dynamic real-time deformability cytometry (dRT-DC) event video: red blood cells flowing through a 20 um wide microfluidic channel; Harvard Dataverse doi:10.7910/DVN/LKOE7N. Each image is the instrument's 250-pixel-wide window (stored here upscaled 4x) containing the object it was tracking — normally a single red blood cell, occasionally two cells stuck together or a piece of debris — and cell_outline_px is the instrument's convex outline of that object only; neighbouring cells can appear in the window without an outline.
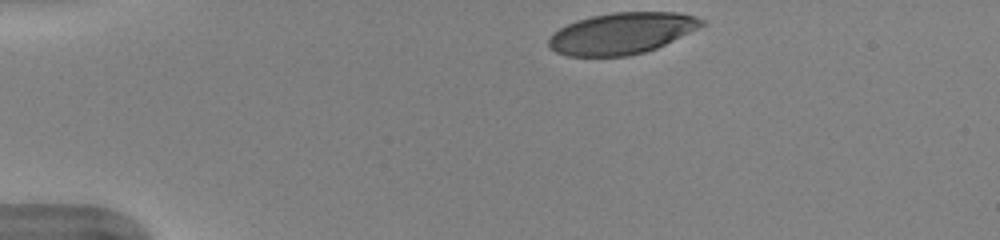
{"species": "human", "species_latin": "Homo sapiens", "temperature_condition": "warm", "stored_images_in_passage": 35, "camera_frame_rate_fps": 3000, "um_per_image_px": 0.085, "donor": {"sex": "female"}, "frame": {"image": 1, "passage_image": 1, "time_ms": 0.0, "image_size_px": [1000, 240], "cell_outline_px": [[708, 24], [656, 48], [644, 52], [628, 56], [568, 56], [556, 52], [548, 48], [548, 40], [552, 32], [576, 20], [592, 16], [612, 12], [680, 12], [696, 16], [704, 20]], "centroid_in_image_um": [52.85, 2.83], "position_along_channel_um": 32.1, "area_um2": 37.11}}
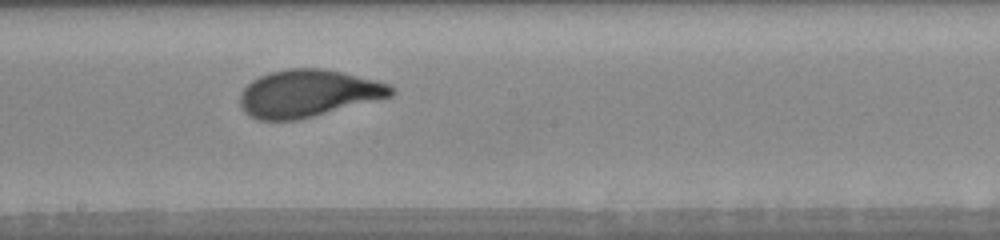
{"frame": {"image": 2, "passage_image": 20, "time_ms": 6.333, "image_size_px": [1000, 240], "cell_outline_px": [[396, 92], [392, 96], [300, 120], [256, 120], [244, 112], [240, 104], [240, 92], [252, 80], [268, 72], [288, 68], [320, 68], [340, 72], [376, 80], [388, 84], [396, 88]], "centroid_in_image_um": [26.17, 7.94], "position_along_channel_um": 222.0, "area_um2": 41.79}}
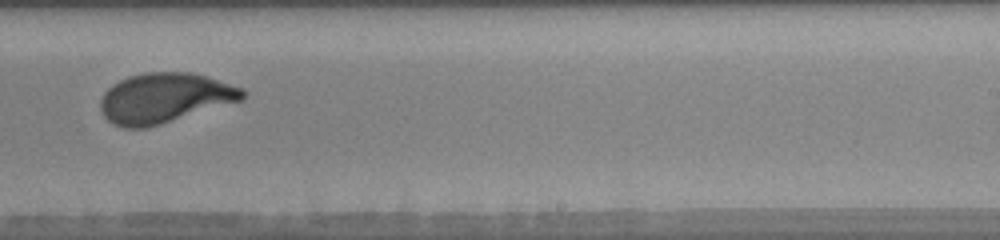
{"frame": {"image": 3, "passage_image": 24, "time_ms": 7.667, "image_size_px": [1000, 240], "cell_outline_px": [[244, 100], [160, 124], [144, 128], [124, 128], [108, 120], [104, 116], [100, 108], [100, 100], [104, 92], [112, 84], [128, 76], [144, 72], [192, 72], [244, 88]], "centroid_in_image_um": [13.99, 8.32], "position_along_channel_um": 275.0, "area_um2": 41.33}, "authors_computed_cell_mechanics": {"area_um2": 40.8646, "velocity_mm_per_s": 3.9997, "shape_relaxation_time_tau1_ms": 3.2588, "shape_relaxation_time_tau2_ms": null, "deformation_change_tau1": 0.1914, "deformation_change_tau2": null}}